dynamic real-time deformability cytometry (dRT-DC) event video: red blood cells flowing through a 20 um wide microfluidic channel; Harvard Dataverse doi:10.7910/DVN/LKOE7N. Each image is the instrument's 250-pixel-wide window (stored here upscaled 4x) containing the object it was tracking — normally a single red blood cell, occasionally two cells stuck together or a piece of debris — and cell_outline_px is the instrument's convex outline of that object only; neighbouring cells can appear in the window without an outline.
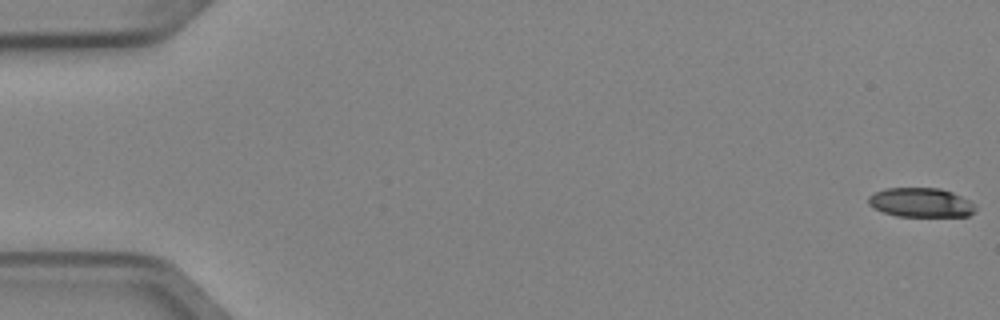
{"species": "Egyptian fruit bat (a non-hibernating species)", "species_latin": "Rousettus aegyptiacus", "temperature_condition": "cold", "stored_images_in_passage": 3, "camera_frame_rate_fps": 3000, "um_per_image_px": 0.085, "animal": {"sex": "female"}, "frame": {"image": 1, "passage_image": 1, "time_ms": 0.0, "image_size_px": [1000, 320], "cell_outline_px": [[976, 212], [968, 216], [896, 216], [884, 212], [868, 204], [868, 196], [884, 188], [940, 188], [952, 192], [976, 204]], "centroid_in_image_um": [78.3, 17.21], "position_along_channel_um": 6.7, "area_um2": 18.26}}